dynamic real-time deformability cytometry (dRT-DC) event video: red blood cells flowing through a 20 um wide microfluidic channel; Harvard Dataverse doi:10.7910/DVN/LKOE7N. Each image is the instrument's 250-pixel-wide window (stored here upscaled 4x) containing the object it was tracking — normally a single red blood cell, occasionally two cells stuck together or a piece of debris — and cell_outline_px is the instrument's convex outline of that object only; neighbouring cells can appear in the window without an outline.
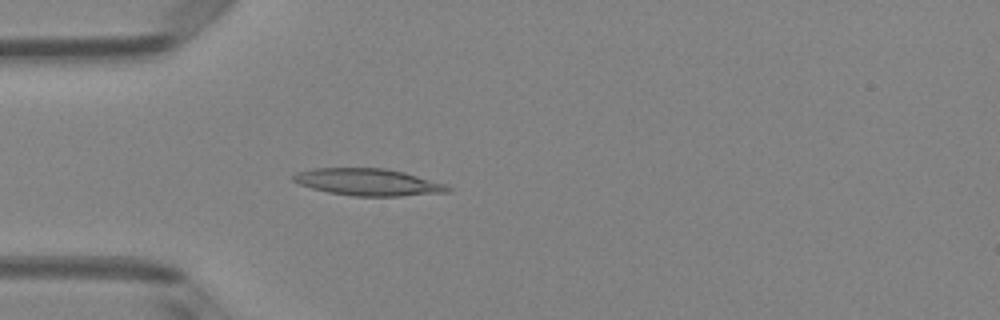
{"species": "Egyptian fruit bat (a non-hibernating species)", "species_latin": "Rousettus aegyptiacus", "temperature_condition": "room temperature", "stored_images_in_passage": 39, "camera_frame_rate_fps": 3000, "um_per_image_px": 0.085, "animal": {"sex": "female"}, "frame": {"image": 1, "passage_image": 3, "time_ms": 0.667, "image_size_px": [1000, 320], "cell_outline_px": [[452, 192], [400, 196], [352, 196], [328, 192], [312, 188], [300, 184], [292, 180], [292, 176], [296, 172], [316, 168], [384, 168], [404, 172], [448, 184], [452, 188]], "centroid_in_image_um": [31.35, 15.48], "position_along_channel_um": 53.7, "area_um2": 24.45}}
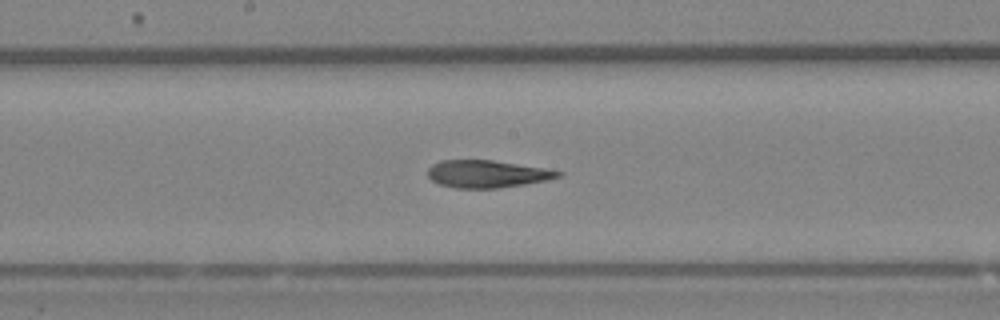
{"frame": {"image": 2, "passage_image": 15, "time_ms": 4.667, "image_size_px": [1000, 320], "cell_outline_px": [[564, 172], [560, 176], [548, 180], [500, 188], [456, 188], [440, 184], [432, 180], [428, 176], [428, 168], [432, 164], [440, 160], [492, 160], [544, 168]], "centroid_in_image_um": [41.39, 14.78], "position_along_channel_um": 206.8, "area_um2": 20.75}}
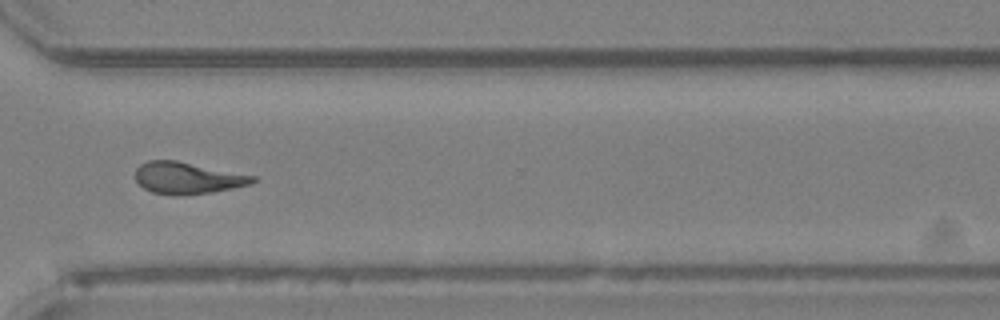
{"frame": {"image": 3, "passage_image": 26, "time_ms": 8.333, "image_size_px": [1000, 320], "cell_outline_px": [[256, 180], [252, 184], [232, 188], [208, 192], [180, 196], [152, 192], [144, 188], [136, 180], [136, 168], [140, 164], [148, 160], [176, 160], [256, 176]], "centroid_in_image_um": [15.93, 15.12], "position_along_channel_um": 354.7, "area_um2": 21.56}, "authors_computed_cell_mechanics": {"area_um2": 21.3282, "velocity_mm_per_s": 4.0144, "shape_relaxation_time_tau1_ms": null, "shape_relaxation_time_tau2_ms": 5.7585, "deformation_change_tau1": null, "deformation_change_tau2": 0.172}}